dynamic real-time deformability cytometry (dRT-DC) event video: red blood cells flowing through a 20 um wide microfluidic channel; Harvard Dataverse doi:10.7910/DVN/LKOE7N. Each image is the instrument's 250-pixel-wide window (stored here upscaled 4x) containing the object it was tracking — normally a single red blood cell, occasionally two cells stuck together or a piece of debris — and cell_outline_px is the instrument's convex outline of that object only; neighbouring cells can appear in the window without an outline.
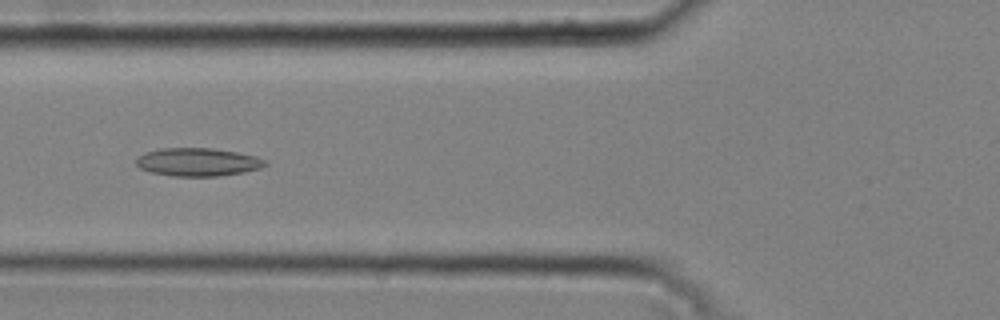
{"species": "common noctule bat (a hibernating species)", "species_latin": "Nyctalus noctula", "temperature_condition": "cold", "stored_images_in_passage": 34, "camera_frame_rate_fps": 3000, "um_per_image_px": 0.085, "animal": {"sex": "male", "body_mass_g": 20.4}, "frame": {"image": 1, "passage_image": 11, "time_ms": 3.333, "image_size_px": [1000, 320], "cell_outline_px": [[268, 164], [260, 168], [244, 172], [216, 176], [172, 176], [152, 172], [140, 168], [136, 164], [136, 156], [144, 152], [160, 148], [212, 148], [236, 152], [256, 156], [268, 160]], "centroid_in_image_um": [16.81, 13.76], "position_along_channel_um": 109.0, "area_um2": 21.27}}
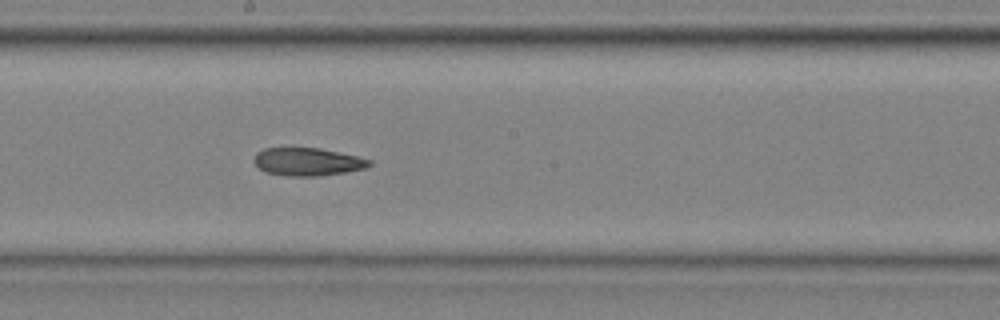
{"frame": {"image": 2, "passage_image": 20, "time_ms": 6.333, "image_size_px": [1000, 320], "cell_outline_px": [[372, 164], [364, 168], [344, 172], [316, 176], [288, 176], [264, 172], [252, 160], [256, 152], [264, 148], [320, 148], [356, 156], [372, 160]], "centroid_in_image_um": [26.1, 13.74], "position_along_channel_um": 222.1, "area_um2": 18.67}}
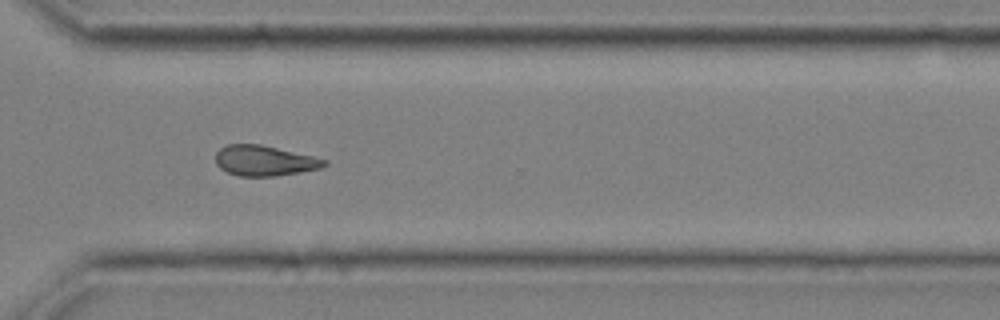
{"frame": {"image": 3, "passage_image": 30, "time_ms": 9.667, "image_size_px": [1000, 320], "cell_outline_px": [[328, 164], [320, 168], [300, 172], [276, 176], [236, 176], [220, 168], [216, 164], [216, 152], [220, 148], [228, 144], [260, 144], [312, 156], [328, 160]], "centroid_in_image_um": [22.46, 13.66], "position_along_channel_um": 348.1, "area_um2": 19.19}}